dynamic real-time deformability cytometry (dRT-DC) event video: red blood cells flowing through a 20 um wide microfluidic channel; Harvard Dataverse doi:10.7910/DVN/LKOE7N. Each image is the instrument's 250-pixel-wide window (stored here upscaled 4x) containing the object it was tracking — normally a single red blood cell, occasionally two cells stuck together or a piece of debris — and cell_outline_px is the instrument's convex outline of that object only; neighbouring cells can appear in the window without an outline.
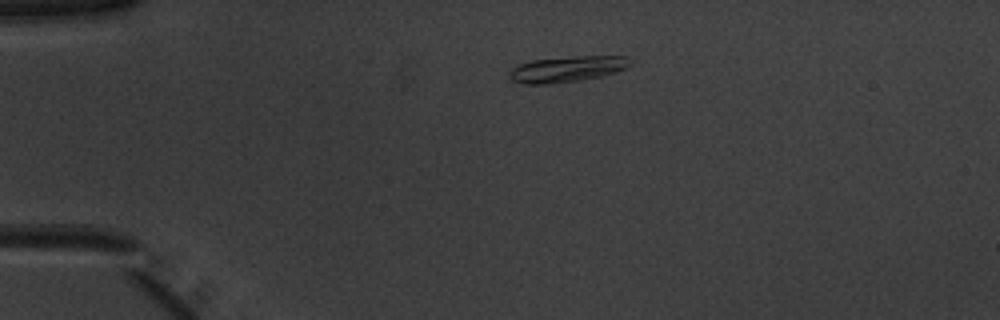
{"species": "common noctule bat (a hibernating species)", "species_latin": "Nyctalus noctula", "temperature_condition": "warm", "stored_images_in_passage": 41, "camera_frame_rate_fps": 3000, "um_per_image_px": 0.085, "animal": {"sex": "male", "body_mass_g": 20.1, "forearm_length_mm": 53.5}, "frame": {"image": 1, "passage_image": 1, "time_ms": 0.0, "image_size_px": [1000, 320], "cell_outline_px": [[632, 64], [628, 68], [616, 72], [600, 76], [580, 80], [552, 84], [524, 84], [512, 80], [508, 76], [512, 68], [520, 64], [532, 60], [576, 56], [628, 56], [632, 60]], "centroid_in_image_um": [48.24, 5.87], "position_along_channel_um": 36.8, "area_um2": 18.32}}
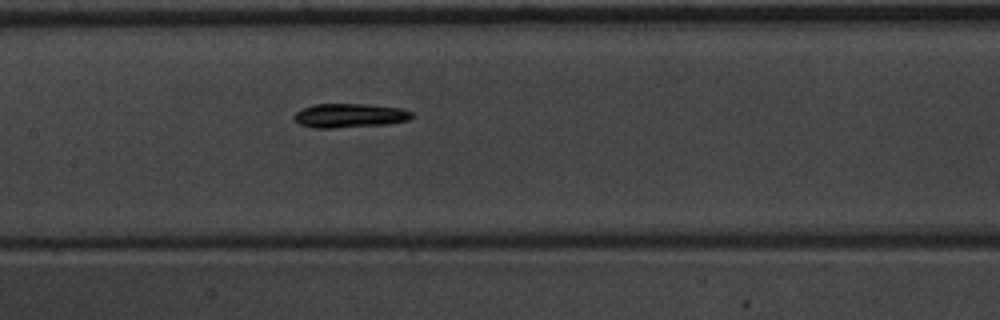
{"frame": {"image": 2, "passage_image": 15, "time_ms": 4.667, "image_size_px": [1000, 320], "cell_outline_px": [[416, 116], [408, 120], [388, 124], [336, 128], [312, 128], [300, 124], [292, 116], [296, 112], [312, 104], [368, 104], [400, 108], [412, 112]], "centroid_in_image_um": [29.74, 9.82], "position_along_channel_um": 177.7, "area_um2": 16.65}}
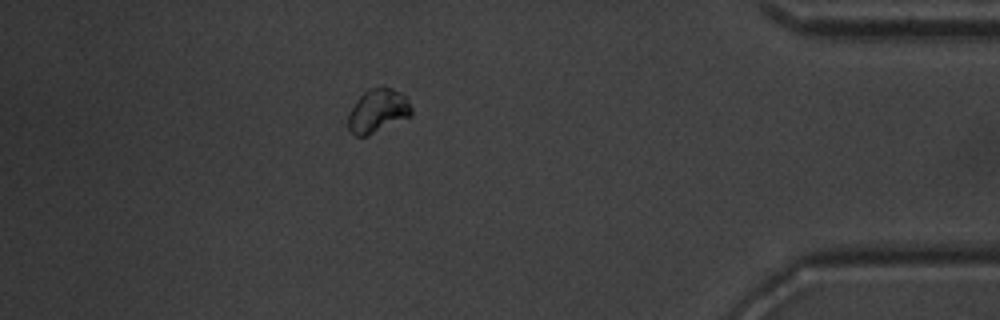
{"frame": {"image": 3, "passage_image": 35, "time_ms": 11.333, "image_size_px": [1000, 320], "cell_outline_px": [[412, 116], [368, 136], [356, 136], [348, 128], [348, 116], [356, 100], [368, 88], [384, 84], [400, 92], [408, 100], [412, 108]], "centroid_in_image_um": [32.14, 9.4], "position_along_channel_um": 403.1, "area_um2": 16.42}, "authors_computed_cell_mechanics": {"area_um2": 16.2996, "velocity_mm_per_s": 3.9362, "shape_relaxation_time_tau1_ms": 1.465, "shape_relaxation_time_tau2_ms": null, "deformation_change_tau1": 0.0879, "deformation_change_tau2": null}}